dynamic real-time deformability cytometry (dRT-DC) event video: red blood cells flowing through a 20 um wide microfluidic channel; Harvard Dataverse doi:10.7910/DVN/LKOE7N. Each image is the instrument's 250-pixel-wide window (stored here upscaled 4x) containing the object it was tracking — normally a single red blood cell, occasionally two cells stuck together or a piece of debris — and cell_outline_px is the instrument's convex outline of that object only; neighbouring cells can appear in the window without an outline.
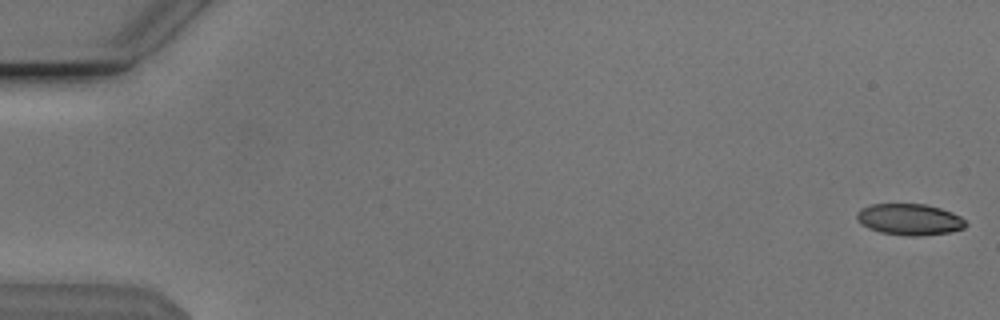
{"species": "Egyptian fruit bat (a non-hibernating species)", "species_latin": "Rousettus aegyptiacus", "temperature_condition": "cold", "stored_images_in_passage": 54, "camera_frame_rate_fps": 3000, "um_per_image_px": 0.085, "animal": {"sex": "male"}, "frame": {"image": 1, "passage_image": 1, "time_ms": 0.0, "image_size_px": [1000, 320], "cell_outline_px": [[968, 224], [964, 228], [952, 232], [920, 236], [904, 236], [880, 232], [868, 228], [860, 224], [856, 216], [856, 212], [860, 208], [872, 204], [924, 204], [940, 208], [952, 212], [960, 216]], "centroid_in_image_um": [77.3, 18.66], "position_along_channel_um": 7.7, "area_um2": 20.11}}
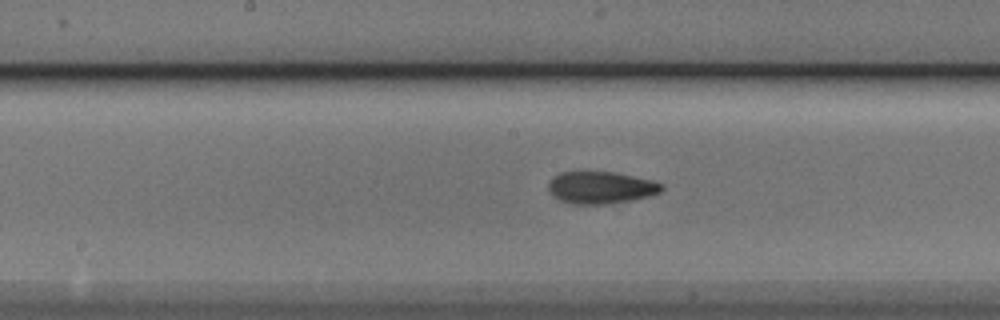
{"frame": {"image": 2, "passage_image": 28, "time_ms": 9.0, "image_size_px": [1000, 320], "cell_outline_px": [[664, 188], [660, 192], [648, 196], [632, 200], [604, 204], [572, 204], [560, 200], [552, 196], [548, 192], [548, 184], [552, 176], [560, 172], [584, 168], [616, 172], [656, 180], [664, 184]], "centroid_in_image_um": [51.03, 15.88], "position_along_channel_um": 197.2, "area_um2": 22.37}}
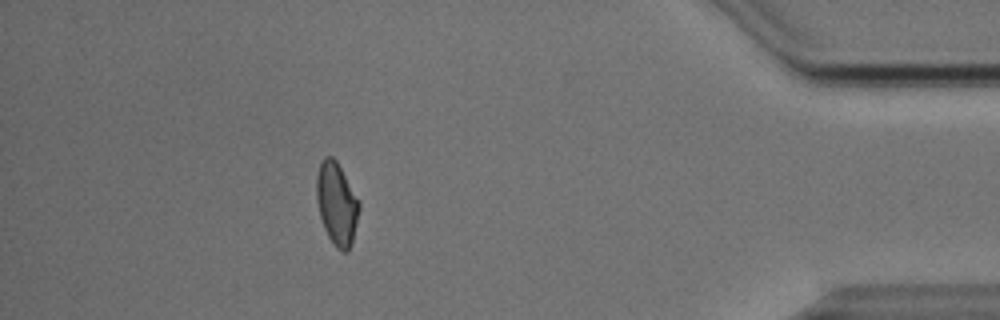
{"frame": {"image": 3, "passage_image": 48, "time_ms": 15.667, "image_size_px": [1000, 320], "cell_outline_px": [[360, 208], [352, 244], [348, 252], [340, 252], [332, 244], [324, 228], [320, 216], [316, 200], [316, 176], [320, 164], [324, 156], [332, 156], [336, 160], [360, 204]], "centroid_in_image_um": [28.61, 17.36], "position_along_channel_um": 406.6, "area_um2": 20.52}, "authors_computed_cell_mechanics": {"area_um2": 20.7213, "velocity_mm_per_s": 3.8511, "shape_relaxation_time_tau1_ms": 6.6843, "shape_relaxation_time_tau2_ms": 2.8999, "deformation_change_tau1": 0.134, "deformation_change_tau2": 0.0888}}